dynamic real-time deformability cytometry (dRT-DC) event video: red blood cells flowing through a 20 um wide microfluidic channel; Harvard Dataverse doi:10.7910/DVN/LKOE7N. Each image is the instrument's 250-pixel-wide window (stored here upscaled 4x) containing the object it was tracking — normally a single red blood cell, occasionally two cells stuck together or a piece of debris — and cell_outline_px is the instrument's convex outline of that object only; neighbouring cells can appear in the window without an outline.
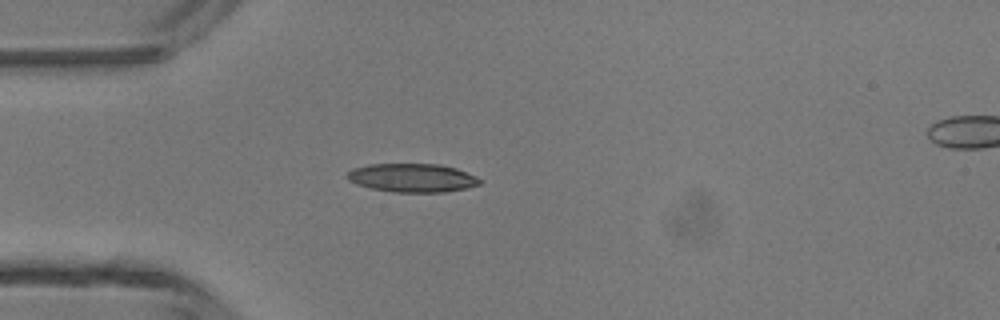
{"species": "common noctule bat (a hibernating species)", "species_latin": "Nyctalus noctula", "temperature_condition": "room temperature", "stored_images_in_passage": 21, "camera_frame_rate_fps": 3000, "um_per_image_px": 0.085, "animal": {"sex": "male", "body_mass_g": 13.3}, "frame": {"image": 1, "passage_image": 1, "time_ms": 0.0, "image_size_px": [1000, 320], "cell_outline_px": [[484, 180], [480, 184], [464, 188], [444, 192], [392, 192], [368, 188], [356, 184], [348, 180], [348, 172], [352, 168], [368, 164], [440, 164], [456, 168], [476, 176]], "centroid_in_image_um": [35.03, 15.11], "position_along_channel_um": 50.0, "area_um2": 22.2}}
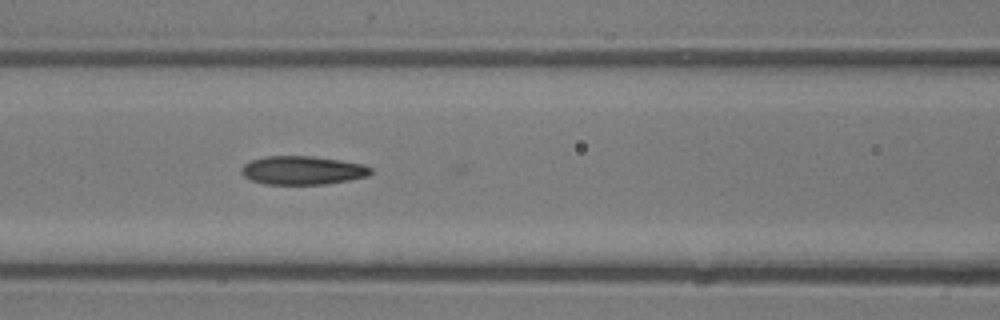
{"frame": {"image": 2, "passage_image": 8, "time_ms": 2.333, "image_size_px": [1000, 320], "cell_outline_px": [[372, 172], [368, 176], [348, 180], [324, 184], [264, 184], [252, 180], [244, 176], [240, 172], [240, 168], [244, 164], [252, 160], [268, 156], [312, 156], [340, 160], [364, 164], [372, 168]], "centroid_in_image_um": [25.72, 14.47], "position_along_channel_um": 140.9, "area_um2": 21.5}}
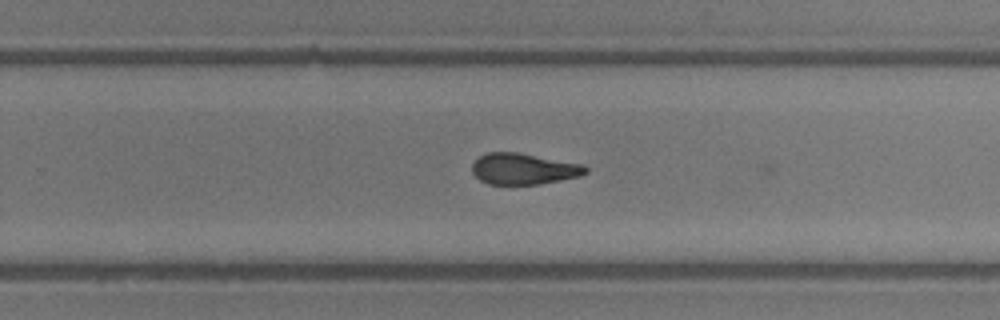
{"frame": {"image": 3, "passage_image": 18, "time_ms": 5.667, "image_size_px": [1000, 320], "cell_outline_px": [[588, 172], [580, 176], [540, 184], [488, 184], [480, 180], [472, 172], [472, 164], [480, 156], [488, 152], [516, 152], [580, 164], [588, 168]], "centroid_in_image_um": [44.48, 14.36], "position_along_channel_um": 285.3, "area_um2": 20.35}}